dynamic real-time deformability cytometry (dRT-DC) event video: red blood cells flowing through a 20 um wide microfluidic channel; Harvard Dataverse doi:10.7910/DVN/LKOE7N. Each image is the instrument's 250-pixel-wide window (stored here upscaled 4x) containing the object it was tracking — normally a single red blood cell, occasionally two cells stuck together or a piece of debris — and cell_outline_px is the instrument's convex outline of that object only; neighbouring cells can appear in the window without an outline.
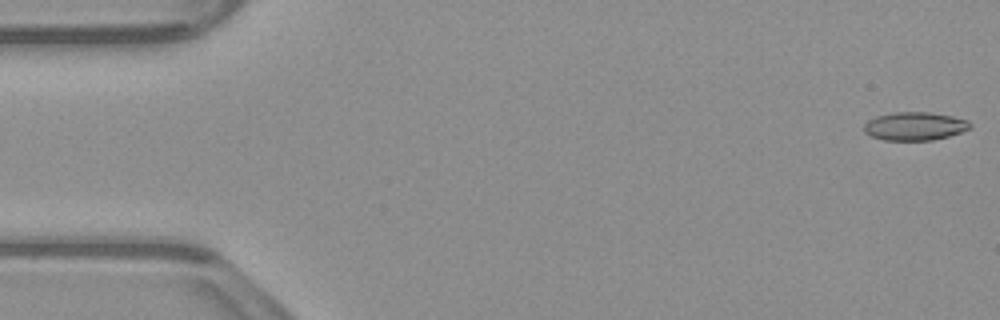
{"species": "common noctule bat (a hibernating species)", "species_latin": "Nyctalus noctula", "temperature_condition": "warm", "stored_images_in_passage": 54, "camera_frame_rate_fps": 3000, "um_per_image_px": 0.085, "animal": {"sex": "male", "body_mass_g": 23.1, "forearm_length_mm": 52.7}, "frame": {"image": 1, "passage_image": 1, "time_ms": 0.0, "image_size_px": [1000, 320], "cell_outline_px": [[972, 128], [948, 136], [932, 140], [884, 140], [872, 136], [864, 132], [864, 124], [868, 120], [876, 116], [892, 112], [928, 112], [952, 116], [968, 120], [972, 124]], "centroid_in_image_um": [77.76, 10.72], "position_along_channel_um": 7.2, "area_um2": 17.51}}
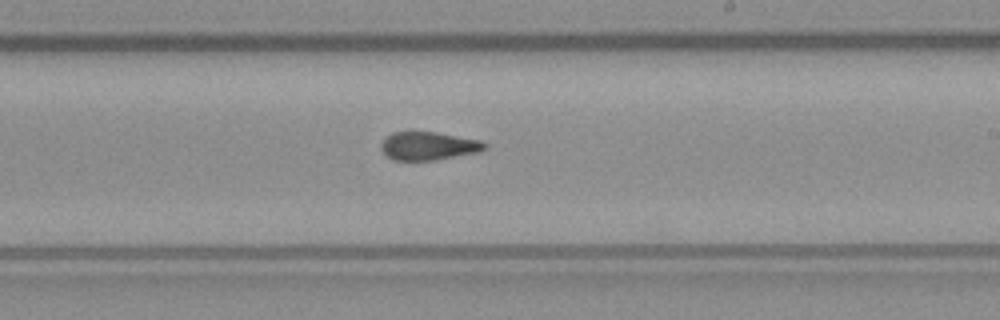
{"frame": {"image": 2, "passage_image": 31, "time_ms": 10.0, "image_size_px": [1000, 320], "cell_outline_px": [[488, 148], [480, 152], [436, 160], [392, 160], [384, 156], [380, 148], [380, 144], [392, 132], [436, 132], [480, 140], [488, 144]], "centroid_in_image_um": [36.43, 12.42], "position_along_channel_um": 252.6, "area_um2": 17.28}}
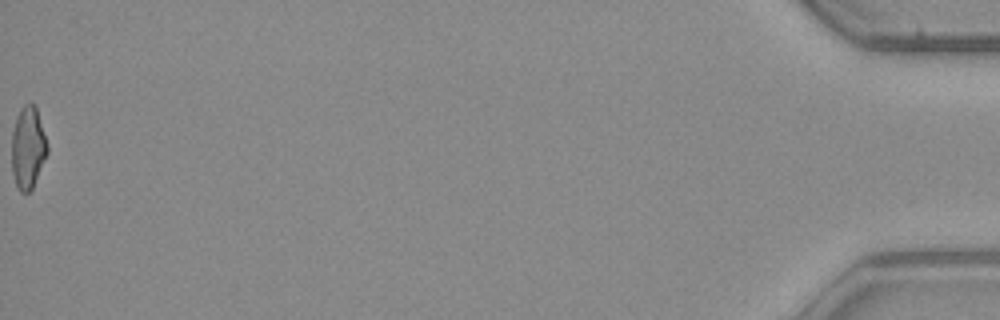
{"frame": {"image": 3, "passage_image": 54, "time_ms": 17.667, "image_size_px": [1000, 320], "cell_outline_px": [[48, 152], [32, 188], [28, 192], [20, 192], [16, 184], [12, 172], [12, 132], [16, 116], [20, 108], [24, 104], [36, 104], [48, 144]], "centroid_in_image_um": [2.38, 12.5], "position_along_channel_um": 432.8, "area_um2": 17.17}, "authors_computed_cell_mechanics": {"area_um2": 17.7446, "velocity_mm_per_s": 3.8399, "shape_relaxation_time_tau1_ms": null, "shape_relaxation_time_tau2_ms": 2.4673, "deformation_change_tau1": null, "deformation_change_tau2": 0.1074}}